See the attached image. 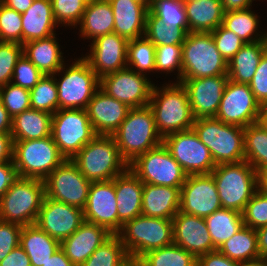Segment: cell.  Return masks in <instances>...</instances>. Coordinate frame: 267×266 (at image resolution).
<instances>
[{
    "mask_svg": "<svg viewBox=\"0 0 267 266\" xmlns=\"http://www.w3.org/2000/svg\"><path fill=\"white\" fill-rule=\"evenodd\" d=\"M17 178L18 174L13 161L0 163V198Z\"/></svg>",
    "mask_w": 267,
    "mask_h": 266,
    "instance_id": "obj_56",
    "label": "cell"
},
{
    "mask_svg": "<svg viewBox=\"0 0 267 266\" xmlns=\"http://www.w3.org/2000/svg\"><path fill=\"white\" fill-rule=\"evenodd\" d=\"M96 135L85 109H59L52 115L51 136L67 160Z\"/></svg>",
    "mask_w": 267,
    "mask_h": 266,
    "instance_id": "obj_11",
    "label": "cell"
},
{
    "mask_svg": "<svg viewBox=\"0 0 267 266\" xmlns=\"http://www.w3.org/2000/svg\"><path fill=\"white\" fill-rule=\"evenodd\" d=\"M222 208L243 212L258 189L257 171L246 161L219 164L211 172Z\"/></svg>",
    "mask_w": 267,
    "mask_h": 266,
    "instance_id": "obj_6",
    "label": "cell"
},
{
    "mask_svg": "<svg viewBox=\"0 0 267 266\" xmlns=\"http://www.w3.org/2000/svg\"><path fill=\"white\" fill-rule=\"evenodd\" d=\"M71 161L90 182L113 180L128 168L114 137L107 135H96Z\"/></svg>",
    "mask_w": 267,
    "mask_h": 266,
    "instance_id": "obj_3",
    "label": "cell"
},
{
    "mask_svg": "<svg viewBox=\"0 0 267 266\" xmlns=\"http://www.w3.org/2000/svg\"><path fill=\"white\" fill-rule=\"evenodd\" d=\"M44 184L45 197L82 210L91 186L79 168L67 159L44 179Z\"/></svg>",
    "mask_w": 267,
    "mask_h": 266,
    "instance_id": "obj_14",
    "label": "cell"
},
{
    "mask_svg": "<svg viewBox=\"0 0 267 266\" xmlns=\"http://www.w3.org/2000/svg\"><path fill=\"white\" fill-rule=\"evenodd\" d=\"M32 109L54 114L58 111V91L53 75H44L38 83L29 90Z\"/></svg>",
    "mask_w": 267,
    "mask_h": 266,
    "instance_id": "obj_43",
    "label": "cell"
},
{
    "mask_svg": "<svg viewBox=\"0 0 267 266\" xmlns=\"http://www.w3.org/2000/svg\"><path fill=\"white\" fill-rule=\"evenodd\" d=\"M44 75L24 55L17 61L11 83L32 89Z\"/></svg>",
    "mask_w": 267,
    "mask_h": 266,
    "instance_id": "obj_52",
    "label": "cell"
},
{
    "mask_svg": "<svg viewBox=\"0 0 267 266\" xmlns=\"http://www.w3.org/2000/svg\"><path fill=\"white\" fill-rule=\"evenodd\" d=\"M83 222L82 209L44 197L35 224L61 242L70 237Z\"/></svg>",
    "mask_w": 267,
    "mask_h": 266,
    "instance_id": "obj_19",
    "label": "cell"
},
{
    "mask_svg": "<svg viewBox=\"0 0 267 266\" xmlns=\"http://www.w3.org/2000/svg\"><path fill=\"white\" fill-rule=\"evenodd\" d=\"M243 223L252 229L267 225V193L257 189L242 212Z\"/></svg>",
    "mask_w": 267,
    "mask_h": 266,
    "instance_id": "obj_48",
    "label": "cell"
},
{
    "mask_svg": "<svg viewBox=\"0 0 267 266\" xmlns=\"http://www.w3.org/2000/svg\"><path fill=\"white\" fill-rule=\"evenodd\" d=\"M172 221L174 244L184 248L196 259L216 251L203 217L179 211Z\"/></svg>",
    "mask_w": 267,
    "mask_h": 266,
    "instance_id": "obj_22",
    "label": "cell"
},
{
    "mask_svg": "<svg viewBox=\"0 0 267 266\" xmlns=\"http://www.w3.org/2000/svg\"><path fill=\"white\" fill-rule=\"evenodd\" d=\"M112 235L105 227L84 221L60 242V248L75 266H80Z\"/></svg>",
    "mask_w": 267,
    "mask_h": 266,
    "instance_id": "obj_24",
    "label": "cell"
},
{
    "mask_svg": "<svg viewBox=\"0 0 267 266\" xmlns=\"http://www.w3.org/2000/svg\"><path fill=\"white\" fill-rule=\"evenodd\" d=\"M122 159L129 165L138 156L162 144L149 106L132 108L112 135Z\"/></svg>",
    "mask_w": 267,
    "mask_h": 266,
    "instance_id": "obj_2",
    "label": "cell"
},
{
    "mask_svg": "<svg viewBox=\"0 0 267 266\" xmlns=\"http://www.w3.org/2000/svg\"><path fill=\"white\" fill-rule=\"evenodd\" d=\"M228 81V75L181 79L179 81L187 90L195 119L216 116Z\"/></svg>",
    "mask_w": 267,
    "mask_h": 266,
    "instance_id": "obj_20",
    "label": "cell"
},
{
    "mask_svg": "<svg viewBox=\"0 0 267 266\" xmlns=\"http://www.w3.org/2000/svg\"><path fill=\"white\" fill-rule=\"evenodd\" d=\"M204 220L216 250L244 225L242 213L227 208L216 210Z\"/></svg>",
    "mask_w": 267,
    "mask_h": 266,
    "instance_id": "obj_36",
    "label": "cell"
},
{
    "mask_svg": "<svg viewBox=\"0 0 267 266\" xmlns=\"http://www.w3.org/2000/svg\"><path fill=\"white\" fill-rule=\"evenodd\" d=\"M78 26L81 33L79 36L91 41L99 36L113 33L114 14L110 2L108 0L90 1Z\"/></svg>",
    "mask_w": 267,
    "mask_h": 266,
    "instance_id": "obj_30",
    "label": "cell"
},
{
    "mask_svg": "<svg viewBox=\"0 0 267 266\" xmlns=\"http://www.w3.org/2000/svg\"><path fill=\"white\" fill-rule=\"evenodd\" d=\"M12 117L0 102V132H11Z\"/></svg>",
    "mask_w": 267,
    "mask_h": 266,
    "instance_id": "obj_63",
    "label": "cell"
},
{
    "mask_svg": "<svg viewBox=\"0 0 267 266\" xmlns=\"http://www.w3.org/2000/svg\"><path fill=\"white\" fill-rule=\"evenodd\" d=\"M114 187L118 208V232L122 225L142 215V191L144 184L127 168L114 178Z\"/></svg>",
    "mask_w": 267,
    "mask_h": 266,
    "instance_id": "obj_25",
    "label": "cell"
},
{
    "mask_svg": "<svg viewBox=\"0 0 267 266\" xmlns=\"http://www.w3.org/2000/svg\"><path fill=\"white\" fill-rule=\"evenodd\" d=\"M161 71V72H160ZM179 82L182 78V45L156 46L155 51V73H174Z\"/></svg>",
    "mask_w": 267,
    "mask_h": 266,
    "instance_id": "obj_46",
    "label": "cell"
},
{
    "mask_svg": "<svg viewBox=\"0 0 267 266\" xmlns=\"http://www.w3.org/2000/svg\"><path fill=\"white\" fill-rule=\"evenodd\" d=\"M42 266H75L59 248Z\"/></svg>",
    "mask_w": 267,
    "mask_h": 266,
    "instance_id": "obj_59",
    "label": "cell"
},
{
    "mask_svg": "<svg viewBox=\"0 0 267 266\" xmlns=\"http://www.w3.org/2000/svg\"><path fill=\"white\" fill-rule=\"evenodd\" d=\"M128 168L143 184L181 188L188 176L163 143L138 156Z\"/></svg>",
    "mask_w": 267,
    "mask_h": 266,
    "instance_id": "obj_12",
    "label": "cell"
},
{
    "mask_svg": "<svg viewBox=\"0 0 267 266\" xmlns=\"http://www.w3.org/2000/svg\"><path fill=\"white\" fill-rule=\"evenodd\" d=\"M159 1H178V2H184L185 0H148V2H159Z\"/></svg>",
    "mask_w": 267,
    "mask_h": 266,
    "instance_id": "obj_67",
    "label": "cell"
},
{
    "mask_svg": "<svg viewBox=\"0 0 267 266\" xmlns=\"http://www.w3.org/2000/svg\"><path fill=\"white\" fill-rule=\"evenodd\" d=\"M211 34L218 51L227 63L245 44L234 32L222 25H219Z\"/></svg>",
    "mask_w": 267,
    "mask_h": 266,
    "instance_id": "obj_51",
    "label": "cell"
},
{
    "mask_svg": "<svg viewBox=\"0 0 267 266\" xmlns=\"http://www.w3.org/2000/svg\"><path fill=\"white\" fill-rule=\"evenodd\" d=\"M256 235L260 258H267V225L256 229Z\"/></svg>",
    "mask_w": 267,
    "mask_h": 266,
    "instance_id": "obj_61",
    "label": "cell"
},
{
    "mask_svg": "<svg viewBox=\"0 0 267 266\" xmlns=\"http://www.w3.org/2000/svg\"><path fill=\"white\" fill-rule=\"evenodd\" d=\"M13 161V139L10 132H0V163Z\"/></svg>",
    "mask_w": 267,
    "mask_h": 266,
    "instance_id": "obj_58",
    "label": "cell"
},
{
    "mask_svg": "<svg viewBox=\"0 0 267 266\" xmlns=\"http://www.w3.org/2000/svg\"><path fill=\"white\" fill-rule=\"evenodd\" d=\"M23 226L0 220V262L19 245Z\"/></svg>",
    "mask_w": 267,
    "mask_h": 266,
    "instance_id": "obj_53",
    "label": "cell"
},
{
    "mask_svg": "<svg viewBox=\"0 0 267 266\" xmlns=\"http://www.w3.org/2000/svg\"><path fill=\"white\" fill-rule=\"evenodd\" d=\"M197 266H242V264L216 250L198 257Z\"/></svg>",
    "mask_w": 267,
    "mask_h": 266,
    "instance_id": "obj_55",
    "label": "cell"
},
{
    "mask_svg": "<svg viewBox=\"0 0 267 266\" xmlns=\"http://www.w3.org/2000/svg\"><path fill=\"white\" fill-rule=\"evenodd\" d=\"M130 260L121 239L112 235L80 266H130Z\"/></svg>",
    "mask_w": 267,
    "mask_h": 266,
    "instance_id": "obj_40",
    "label": "cell"
},
{
    "mask_svg": "<svg viewBox=\"0 0 267 266\" xmlns=\"http://www.w3.org/2000/svg\"><path fill=\"white\" fill-rule=\"evenodd\" d=\"M76 59L70 65L66 66L65 63L53 75L58 91V110L86 109L94 93L100 87V79L89 63L82 56Z\"/></svg>",
    "mask_w": 267,
    "mask_h": 266,
    "instance_id": "obj_7",
    "label": "cell"
},
{
    "mask_svg": "<svg viewBox=\"0 0 267 266\" xmlns=\"http://www.w3.org/2000/svg\"><path fill=\"white\" fill-rule=\"evenodd\" d=\"M148 106L152 110L156 129L164 138L170 134L193 128L195 118L186 88L180 82L154 84Z\"/></svg>",
    "mask_w": 267,
    "mask_h": 266,
    "instance_id": "obj_1",
    "label": "cell"
},
{
    "mask_svg": "<svg viewBox=\"0 0 267 266\" xmlns=\"http://www.w3.org/2000/svg\"><path fill=\"white\" fill-rule=\"evenodd\" d=\"M21 17L22 44L50 37L59 27L53 16L51 0H34Z\"/></svg>",
    "mask_w": 267,
    "mask_h": 266,
    "instance_id": "obj_28",
    "label": "cell"
},
{
    "mask_svg": "<svg viewBox=\"0 0 267 266\" xmlns=\"http://www.w3.org/2000/svg\"><path fill=\"white\" fill-rule=\"evenodd\" d=\"M256 101L263 106L267 103V51L260 59L259 65L249 83Z\"/></svg>",
    "mask_w": 267,
    "mask_h": 266,
    "instance_id": "obj_54",
    "label": "cell"
},
{
    "mask_svg": "<svg viewBox=\"0 0 267 266\" xmlns=\"http://www.w3.org/2000/svg\"><path fill=\"white\" fill-rule=\"evenodd\" d=\"M52 114L28 109L12 118L13 141L42 139L51 136Z\"/></svg>",
    "mask_w": 267,
    "mask_h": 266,
    "instance_id": "obj_34",
    "label": "cell"
},
{
    "mask_svg": "<svg viewBox=\"0 0 267 266\" xmlns=\"http://www.w3.org/2000/svg\"><path fill=\"white\" fill-rule=\"evenodd\" d=\"M135 264L137 266H197V259L177 244L148 251Z\"/></svg>",
    "mask_w": 267,
    "mask_h": 266,
    "instance_id": "obj_39",
    "label": "cell"
},
{
    "mask_svg": "<svg viewBox=\"0 0 267 266\" xmlns=\"http://www.w3.org/2000/svg\"><path fill=\"white\" fill-rule=\"evenodd\" d=\"M0 102L13 118L31 108L29 89L8 83L0 87Z\"/></svg>",
    "mask_w": 267,
    "mask_h": 266,
    "instance_id": "obj_47",
    "label": "cell"
},
{
    "mask_svg": "<svg viewBox=\"0 0 267 266\" xmlns=\"http://www.w3.org/2000/svg\"><path fill=\"white\" fill-rule=\"evenodd\" d=\"M146 75L125 68L103 76L100 88L109 96L126 104L129 108L148 106L155 83Z\"/></svg>",
    "mask_w": 267,
    "mask_h": 266,
    "instance_id": "obj_16",
    "label": "cell"
},
{
    "mask_svg": "<svg viewBox=\"0 0 267 266\" xmlns=\"http://www.w3.org/2000/svg\"><path fill=\"white\" fill-rule=\"evenodd\" d=\"M19 245L28 255L31 266H42L60 248V241L32 224L22 227Z\"/></svg>",
    "mask_w": 267,
    "mask_h": 266,
    "instance_id": "obj_33",
    "label": "cell"
},
{
    "mask_svg": "<svg viewBox=\"0 0 267 266\" xmlns=\"http://www.w3.org/2000/svg\"><path fill=\"white\" fill-rule=\"evenodd\" d=\"M189 33V28L167 26L150 11L146 15L144 36L155 46L182 45Z\"/></svg>",
    "mask_w": 267,
    "mask_h": 266,
    "instance_id": "obj_42",
    "label": "cell"
},
{
    "mask_svg": "<svg viewBox=\"0 0 267 266\" xmlns=\"http://www.w3.org/2000/svg\"><path fill=\"white\" fill-rule=\"evenodd\" d=\"M114 179L91 182L87 202L83 208L84 221L105 227L111 234L118 233V208Z\"/></svg>",
    "mask_w": 267,
    "mask_h": 266,
    "instance_id": "obj_21",
    "label": "cell"
},
{
    "mask_svg": "<svg viewBox=\"0 0 267 266\" xmlns=\"http://www.w3.org/2000/svg\"><path fill=\"white\" fill-rule=\"evenodd\" d=\"M65 160L52 136L13 141V163L18 177L44 180Z\"/></svg>",
    "mask_w": 267,
    "mask_h": 266,
    "instance_id": "obj_10",
    "label": "cell"
},
{
    "mask_svg": "<svg viewBox=\"0 0 267 266\" xmlns=\"http://www.w3.org/2000/svg\"><path fill=\"white\" fill-rule=\"evenodd\" d=\"M193 129L209 149L216 165L245 160L244 128L226 124L215 117L197 118Z\"/></svg>",
    "mask_w": 267,
    "mask_h": 266,
    "instance_id": "obj_5",
    "label": "cell"
},
{
    "mask_svg": "<svg viewBox=\"0 0 267 266\" xmlns=\"http://www.w3.org/2000/svg\"><path fill=\"white\" fill-rule=\"evenodd\" d=\"M244 155L257 172L267 167V128L260 121L244 127Z\"/></svg>",
    "mask_w": 267,
    "mask_h": 266,
    "instance_id": "obj_38",
    "label": "cell"
},
{
    "mask_svg": "<svg viewBox=\"0 0 267 266\" xmlns=\"http://www.w3.org/2000/svg\"><path fill=\"white\" fill-rule=\"evenodd\" d=\"M56 33L44 39L23 44V55L36 66L43 75H54L65 64Z\"/></svg>",
    "mask_w": 267,
    "mask_h": 266,
    "instance_id": "obj_29",
    "label": "cell"
},
{
    "mask_svg": "<svg viewBox=\"0 0 267 266\" xmlns=\"http://www.w3.org/2000/svg\"><path fill=\"white\" fill-rule=\"evenodd\" d=\"M162 143L187 175L209 174L216 167L209 149L193 128L170 134Z\"/></svg>",
    "mask_w": 267,
    "mask_h": 266,
    "instance_id": "obj_13",
    "label": "cell"
},
{
    "mask_svg": "<svg viewBox=\"0 0 267 266\" xmlns=\"http://www.w3.org/2000/svg\"><path fill=\"white\" fill-rule=\"evenodd\" d=\"M51 4L58 26L77 29L87 5L83 0H51Z\"/></svg>",
    "mask_w": 267,
    "mask_h": 266,
    "instance_id": "obj_45",
    "label": "cell"
},
{
    "mask_svg": "<svg viewBox=\"0 0 267 266\" xmlns=\"http://www.w3.org/2000/svg\"><path fill=\"white\" fill-rule=\"evenodd\" d=\"M116 235L132 263H135L148 251L174 243L173 221L140 215L126 221Z\"/></svg>",
    "mask_w": 267,
    "mask_h": 266,
    "instance_id": "obj_4",
    "label": "cell"
},
{
    "mask_svg": "<svg viewBox=\"0 0 267 266\" xmlns=\"http://www.w3.org/2000/svg\"><path fill=\"white\" fill-rule=\"evenodd\" d=\"M260 18L251 7L224 13L222 26L234 32L245 43L266 40V32L259 31ZM260 33V34H259Z\"/></svg>",
    "mask_w": 267,
    "mask_h": 266,
    "instance_id": "obj_35",
    "label": "cell"
},
{
    "mask_svg": "<svg viewBox=\"0 0 267 266\" xmlns=\"http://www.w3.org/2000/svg\"><path fill=\"white\" fill-rule=\"evenodd\" d=\"M23 55V44L0 41V87L11 82L17 61Z\"/></svg>",
    "mask_w": 267,
    "mask_h": 266,
    "instance_id": "obj_50",
    "label": "cell"
},
{
    "mask_svg": "<svg viewBox=\"0 0 267 266\" xmlns=\"http://www.w3.org/2000/svg\"><path fill=\"white\" fill-rule=\"evenodd\" d=\"M229 259L241 264L260 258L256 230L245 225L218 249Z\"/></svg>",
    "mask_w": 267,
    "mask_h": 266,
    "instance_id": "obj_37",
    "label": "cell"
},
{
    "mask_svg": "<svg viewBox=\"0 0 267 266\" xmlns=\"http://www.w3.org/2000/svg\"><path fill=\"white\" fill-rule=\"evenodd\" d=\"M0 41L22 44L21 14L0 1Z\"/></svg>",
    "mask_w": 267,
    "mask_h": 266,
    "instance_id": "obj_49",
    "label": "cell"
},
{
    "mask_svg": "<svg viewBox=\"0 0 267 266\" xmlns=\"http://www.w3.org/2000/svg\"><path fill=\"white\" fill-rule=\"evenodd\" d=\"M267 51V40L245 43L228 61L227 74L230 81L249 84L256 72L260 59Z\"/></svg>",
    "mask_w": 267,
    "mask_h": 266,
    "instance_id": "obj_32",
    "label": "cell"
},
{
    "mask_svg": "<svg viewBox=\"0 0 267 266\" xmlns=\"http://www.w3.org/2000/svg\"><path fill=\"white\" fill-rule=\"evenodd\" d=\"M189 32L211 33L222 25L225 11L221 0H185Z\"/></svg>",
    "mask_w": 267,
    "mask_h": 266,
    "instance_id": "obj_31",
    "label": "cell"
},
{
    "mask_svg": "<svg viewBox=\"0 0 267 266\" xmlns=\"http://www.w3.org/2000/svg\"><path fill=\"white\" fill-rule=\"evenodd\" d=\"M261 105L249 84L228 81L219 104L216 119L239 127L260 121Z\"/></svg>",
    "mask_w": 267,
    "mask_h": 266,
    "instance_id": "obj_15",
    "label": "cell"
},
{
    "mask_svg": "<svg viewBox=\"0 0 267 266\" xmlns=\"http://www.w3.org/2000/svg\"><path fill=\"white\" fill-rule=\"evenodd\" d=\"M86 4H88L92 0H83Z\"/></svg>",
    "mask_w": 267,
    "mask_h": 266,
    "instance_id": "obj_68",
    "label": "cell"
},
{
    "mask_svg": "<svg viewBox=\"0 0 267 266\" xmlns=\"http://www.w3.org/2000/svg\"><path fill=\"white\" fill-rule=\"evenodd\" d=\"M181 188L144 184L142 215L172 220L179 212Z\"/></svg>",
    "mask_w": 267,
    "mask_h": 266,
    "instance_id": "obj_27",
    "label": "cell"
},
{
    "mask_svg": "<svg viewBox=\"0 0 267 266\" xmlns=\"http://www.w3.org/2000/svg\"><path fill=\"white\" fill-rule=\"evenodd\" d=\"M127 45L126 38L113 32L91 41L90 52L82 56L101 79L105 75L127 68Z\"/></svg>",
    "mask_w": 267,
    "mask_h": 266,
    "instance_id": "obj_18",
    "label": "cell"
},
{
    "mask_svg": "<svg viewBox=\"0 0 267 266\" xmlns=\"http://www.w3.org/2000/svg\"><path fill=\"white\" fill-rule=\"evenodd\" d=\"M228 63L218 51L211 33L189 32L182 44V78L227 74Z\"/></svg>",
    "mask_w": 267,
    "mask_h": 266,
    "instance_id": "obj_9",
    "label": "cell"
},
{
    "mask_svg": "<svg viewBox=\"0 0 267 266\" xmlns=\"http://www.w3.org/2000/svg\"><path fill=\"white\" fill-rule=\"evenodd\" d=\"M255 0H221L225 12L250 8Z\"/></svg>",
    "mask_w": 267,
    "mask_h": 266,
    "instance_id": "obj_60",
    "label": "cell"
},
{
    "mask_svg": "<svg viewBox=\"0 0 267 266\" xmlns=\"http://www.w3.org/2000/svg\"><path fill=\"white\" fill-rule=\"evenodd\" d=\"M44 197V180L18 177L0 198V220L35 224Z\"/></svg>",
    "mask_w": 267,
    "mask_h": 266,
    "instance_id": "obj_8",
    "label": "cell"
},
{
    "mask_svg": "<svg viewBox=\"0 0 267 266\" xmlns=\"http://www.w3.org/2000/svg\"><path fill=\"white\" fill-rule=\"evenodd\" d=\"M4 5L22 14L32 5L34 0H0Z\"/></svg>",
    "mask_w": 267,
    "mask_h": 266,
    "instance_id": "obj_62",
    "label": "cell"
},
{
    "mask_svg": "<svg viewBox=\"0 0 267 266\" xmlns=\"http://www.w3.org/2000/svg\"><path fill=\"white\" fill-rule=\"evenodd\" d=\"M130 109L99 87L85 110L97 135L112 136L126 119Z\"/></svg>",
    "mask_w": 267,
    "mask_h": 266,
    "instance_id": "obj_23",
    "label": "cell"
},
{
    "mask_svg": "<svg viewBox=\"0 0 267 266\" xmlns=\"http://www.w3.org/2000/svg\"><path fill=\"white\" fill-rule=\"evenodd\" d=\"M137 1H144L145 3L148 4V0H137Z\"/></svg>",
    "mask_w": 267,
    "mask_h": 266,
    "instance_id": "obj_69",
    "label": "cell"
},
{
    "mask_svg": "<svg viewBox=\"0 0 267 266\" xmlns=\"http://www.w3.org/2000/svg\"><path fill=\"white\" fill-rule=\"evenodd\" d=\"M149 11L167 26L188 28L184 2H148Z\"/></svg>",
    "mask_w": 267,
    "mask_h": 266,
    "instance_id": "obj_44",
    "label": "cell"
},
{
    "mask_svg": "<svg viewBox=\"0 0 267 266\" xmlns=\"http://www.w3.org/2000/svg\"><path fill=\"white\" fill-rule=\"evenodd\" d=\"M258 189L267 193V167H262L257 172Z\"/></svg>",
    "mask_w": 267,
    "mask_h": 266,
    "instance_id": "obj_64",
    "label": "cell"
},
{
    "mask_svg": "<svg viewBox=\"0 0 267 266\" xmlns=\"http://www.w3.org/2000/svg\"><path fill=\"white\" fill-rule=\"evenodd\" d=\"M0 266H31V261L20 245L0 262Z\"/></svg>",
    "mask_w": 267,
    "mask_h": 266,
    "instance_id": "obj_57",
    "label": "cell"
},
{
    "mask_svg": "<svg viewBox=\"0 0 267 266\" xmlns=\"http://www.w3.org/2000/svg\"><path fill=\"white\" fill-rule=\"evenodd\" d=\"M221 208L222 204L211 173L187 176L181 187L179 211L205 218Z\"/></svg>",
    "mask_w": 267,
    "mask_h": 266,
    "instance_id": "obj_17",
    "label": "cell"
},
{
    "mask_svg": "<svg viewBox=\"0 0 267 266\" xmlns=\"http://www.w3.org/2000/svg\"><path fill=\"white\" fill-rule=\"evenodd\" d=\"M156 46L145 36L128 41L127 67L143 75L155 73Z\"/></svg>",
    "mask_w": 267,
    "mask_h": 266,
    "instance_id": "obj_41",
    "label": "cell"
},
{
    "mask_svg": "<svg viewBox=\"0 0 267 266\" xmlns=\"http://www.w3.org/2000/svg\"><path fill=\"white\" fill-rule=\"evenodd\" d=\"M260 122L267 128V103L261 106Z\"/></svg>",
    "mask_w": 267,
    "mask_h": 266,
    "instance_id": "obj_66",
    "label": "cell"
},
{
    "mask_svg": "<svg viewBox=\"0 0 267 266\" xmlns=\"http://www.w3.org/2000/svg\"><path fill=\"white\" fill-rule=\"evenodd\" d=\"M242 266H267V258H258L251 260L247 263L242 264Z\"/></svg>",
    "mask_w": 267,
    "mask_h": 266,
    "instance_id": "obj_65",
    "label": "cell"
},
{
    "mask_svg": "<svg viewBox=\"0 0 267 266\" xmlns=\"http://www.w3.org/2000/svg\"><path fill=\"white\" fill-rule=\"evenodd\" d=\"M114 14V33L128 41L145 34L148 4L137 0H108Z\"/></svg>",
    "mask_w": 267,
    "mask_h": 266,
    "instance_id": "obj_26",
    "label": "cell"
}]
</instances>
